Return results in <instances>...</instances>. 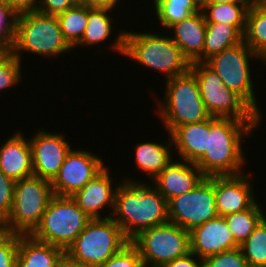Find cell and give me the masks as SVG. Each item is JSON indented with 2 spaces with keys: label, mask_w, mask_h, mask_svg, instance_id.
I'll return each instance as SVG.
<instances>
[{
  "label": "cell",
  "mask_w": 266,
  "mask_h": 267,
  "mask_svg": "<svg viewBox=\"0 0 266 267\" xmlns=\"http://www.w3.org/2000/svg\"><path fill=\"white\" fill-rule=\"evenodd\" d=\"M91 219L71 196L54 195L30 235L66 251Z\"/></svg>",
  "instance_id": "8"
},
{
  "label": "cell",
  "mask_w": 266,
  "mask_h": 267,
  "mask_svg": "<svg viewBox=\"0 0 266 267\" xmlns=\"http://www.w3.org/2000/svg\"><path fill=\"white\" fill-rule=\"evenodd\" d=\"M21 130L0 143V170L15 182L34 176L31 145Z\"/></svg>",
  "instance_id": "20"
},
{
  "label": "cell",
  "mask_w": 266,
  "mask_h": 267,
  "mask_svg": "<svg viewBox=\"0 0 266 267\" xmlns=\"http://www.w3.org/2000/svg\"><path fill=\"white\" fill-rule=\"evenodd\" d=\"M110 170L107 164L100 173L71 196L77 205L92 219L109 218L113 214L115 192L123 179L120 176L121 179L118 181V178L114 176L115 173H111ZM108 211H110L109 214Z\"/></svg>",
  "instance_id": "15"
},
{
  "label": "cell",
  "mask_w": 266,
  "mask_h": 267,
  "mask_svg": "<svg viewBox=\"0 0 266 267\" xmlns=\"http://www.w3.org/2000/svg\"><path fill=\"white\" fill-rule=\"evenodd\" d=\"M150 10L153 18L158 21L157 24L166 31L174 23H178L187 19L192 14L200 11L192 0H153ZM155 13V14H154Z\"/></svg>",
  "instance_id": "26"
},
{
  "label": "cell",
  "mask_w": 266,
  "mask_h": 267,
  "mask_svg": "<svg viewBox=\"0 0 266 267\" xmlns=\"http://www.w3.org/2000/svg\"><path fill=\"white\" fill-rule=\"evenodd\" d=\"M19 234L6 230L0 236V267H17Z\"/></svg>",
  "instance_id": "36"
},
{
  "label": "cell",
  "mask_w": 266,
  "mask_h": 267,
  "mask_svg": "<svg viewBox=\"0 0 266 267\" xmlns=\"http://www.w3.org/2000/svg\"><path fill=\"white\" fill-rule=\"evenodd\" d=\"M254 60H256L255 63L260 62L259 55L243 41L213 55L205 63L219 75L222 83L229 90L241 96L263 118V109H260V102H258L260 100L255 93L257 92L256 82L253 81Z\"/></svg>",
  "instance_id": "7"
},
{
  "label": "cell",
  "mask_w": 266,
  "mask_h": 267,
  "mask_svg": "<svg viewBox=\"0 0 266 267\" xmlns=\"http://www.w3.org/2000/svg\"><path fill=\"white\" fill-rule=\"evenodd\" d=\"M73 49L65 41L57 16L29 12L18 15L11 52L22 62L26 53L55 60ZM68 52V53H67ZM63 54V55H62ZM43 57V58H42ZM53 58V59H52Z\"/></svg>",
  "instance_id": "5"
},
{
  "label": "cell",
  "mask_w": 266,
  "mask_h": 267,
  "mask_svg": "<svg viewBox=\"0 0 266 267\" xmlns=\"http://www.w3.org/2000/svg\"><path fill=\"white\" fill-rule=\"evenodd\" d=\"M3 2L17 15L35 12L38 4V0H4Z\"/></svg>",
  "instance_id": "39"
},
{
  "label": "cell",
  "mask_w": 266,
  "mask_h": 267,
  "mask_svg": "<svg viewBox=\"0 0 266 267\" xmlns=\"http://www.w3.org/2000/svg\"><path fill=\"white\" fill-rule=\"evenodd\" d=\"M65 41L73 49L81 40L88 19V4H77L57 15Z\"/></svg>",
  "instance_id": "30"
},
{
  "label": "cell",
  "mask_w": 266,
  "mask_h": 267,
  "mask_svg": "<svg viewBox=\"0 0 266 267\" xmlns=\"http://www.w3.org/2000/svg\"><path fill=\"white\" fill-rule=\"evenodd\" d=\"M264 6H266V0H259Z\"/></svg>",
  "instance_id": "49"
},
{
  "label": "cell",
  "mask_w": 266,
  "mask_h": 267,
  "mask_svg": "<svg viewBox=\"0 0 266 267\" xmlns=\"http://www.w3.org/2000/svg\"><path fill=\"white\" fill-rule=\"evenodd\" d=\"M90 149L72 148L56 177L51 182L54 195L73 196L107 165L102 154Z\"/></svg>",
  "instance_id": "13"
},
{
  "label": "cell",
  "mask_w": 266,
  "mask_h": 267,
  "mask_svg": "<svg viewBox=\"0 0 266 267\" xmlns=\"http://www.w3.org/2000/svg\"><path fill=\"white\" fill-rule=\"evenodd\" d=\"M125 32L123 58L135 61L138 66L154 70L165 77L164 81L186 74L190 70V61L182 54L179 46L166 31ZM157 31H159L157 33ZM164 32V33H163ZM125 56V57H124Z\"/></svg>",
  "instance_id": "3"
},
{
  "label": "cell",
  "mask_w": 266,
  "mask_h": 267,
  "mask_svg": "<svg viewBox=\"0 0 266 267\" xmlns=\"http://www.w3.org/2000/svg\"><path fill=\"white\" fill-rule=\"evenodd\" d=\"M166 31L190 63L203 62L206 19L202 10L174 23Z\"/></svg>",
  "instance_id": "21"
},
{
  "label": "cell",
  "mask_w": 266,
  "mask_h": 267,
  "mask_svg": "<svg viewBox=\"0 0 266 267\" xmlns=\"http://www.w3.org/2000/svg\"><path fill=\"white\" fill-rule=\"evenodd\" d=\"M39 128L34 134L31 133V137H28L32 149L33 173L36 177L52 182L67 154L74 147L63 131L62 133L49 132L42 127Z\"/></svg>",
  "instance_id": "14"
},
{
  "label": "cell",
  "mask_w": 266,
  "mask_h": 267,
  "mask_svg": "<svg viewBox=\"0 0 266 267\" xmlns=\"http://www.w3.org/2000/svg\"><path fill=\"white\" fill-rule=\"evenodd\" d=\"M203 267H249V265L239 247L203 259Z\"/></svg>",
  "instance_id": "34"
},
{
  "label": "cell",
  "mask_w": 266,
  "mask_h": 267,
  "mask_svg": "<svg viewBox=\"0 0 266 267\" xmlns=\"http://www.w3.org/2000/svg\"><path fill=\"white\" fill-rule=\"evenodd\" d=\"M116 10L118 11V9L111 7L91 6L88 4L87 25L80 42L73 48V51L75 48L81 50V48L89 49L93 47V49H96V46L100 49L102 43L106 44L108 40L110 41L108 48L111 49L113 53L122 56L124 53L126 29H117L119 31L118 35L116 34L117 32H114L115 27L117 28L115 25L117 21H115V18L112 16L115 15L113 11ZM114 33L117 36H114Z\"/></svg>",
  "instance_id": "17"
},
{
  "label": "cell",
  "mask_w": 266,
  "mask_h": 267,
  "mask_svg": "<svg viewBox=\"0 0 266 267\" xmlns=\"http://www.w3.org/2000/svg\"><path fill=\"white\" fill-rule=\"evenodd\" d=\"M254 0H208V3L213 4H227V3H237V2H253Z\"/></svg>",
  "instance_id": "43"
},
{
  "label": "cell",
  "mask_w": 266,
  "mask_h": 267,
  "mask_svg": "<svg viewBox=\"0 0 266 267\" xmlns=\"http://www.w3.org/2000/svg\"><path fill=\"white\" fill-rule=\"evenodd\" d=\"M6 231L5 223L0 219V236Z\"/></svg>",
  "instance_id": "46"
},
{
  "label": "cell",
  "mask_w": 266,
  "mask_h": 267,
  "mask_svg": "<svg viewBox=\"0 0 266 267\" xmlns=\"http://www.w3.org/2000/svg\"><path fill=\"white\" fill-rule=\"evenodd\" d=\"M259 55V59L261 64L259 63V65H263L264 67L266 66V47L258 54Z\"/></svg>",
  "instance_id": "44"
},
{
  "label": "cell",
  "mask_w": 266,
  "mask_h": 267,
  "mask_svg": "<svg viewBox=\"0 0 266 267\" xmlns=\"http://www.w3.org/2000/svg\"><path fill=\"white\" fill-rule=\"evenodd\" d=\"M244 42L259 54L266 47V6L254 0L247 13Z\"/></svg>",
  "instance_id": "28"
},
{
  "label": "cell",
  "mask_w": 266,
  "mask_h": 267,
  "mask_svg": "<svg viewBox=\"0 0 266 267\" xmlns=\"http://www.w3.org/2000/svg\"><path fill=\"white\" fill-rule=\"evenodd\" d=\"M167 137V141L164 140L163 143L157 139V142L142 140L134 146L135 170L138 168L142 176L146 174L145 178H149L150 182L174 159L173 142L169 133Z\"/></svg>",
  "instance_id": "23"
},
{
  "label": "cell",
  "mask_w": 266,
  "mask_h": 267,
  "mask_svg": "<svg viewBox=\"0 0 266 267\" xmlns=\"http://www.w3.org/2000/svg\"><path fill=\"white\" fill-rule=\"evenodd\" d=\"M15 181L0 170V219L6 220L12 210Z\"/></svg>",
  "instance_id": "37"
},
{
  "label": "cell",
  "mask_w": 266,
  "mask_h": 267,
  "mask_svg": "<svg viewBox=\"0 0 266 267\" xmlns=\"http://www.w3.org/2000/svg\"><path fill=\"white\" fill-rule=\"evenodd\" d=\"M251 3H207L201 10L204 13L206 23H227L234 25L244 35L247 13Z\"/></svg>",
  "instance_id": "27"
},
{
  "label": "cell",
  "mask_w": 266,
  "mask_h": 267,
  "mask_svg": "<svg viewBox=\"0 0 266 267\" xmlns=\"http://www.w3.org/2000/svg\"><path fill=\"white\" fill-rule=\"evenodd\" d=\"M259 202L260 201H256L247 210L224 216L235 241L239 245L249 237L258 223L266 216V210L262 208L263 204Z\"/></svg>",
  "instance_id": "29"
},
{
  "label": "cell",
  "mask_w": 266,
  "mask_h": 267,
  "mask_svg": "<svg viewBox=\"0 0 266 267\" xmlns=\"http://www.w3.org/2000/svg\"><path fill=\"white\" fill-rule=\"evenodd\" d=\"M120 0H89V5L91 6H100V7H111L119 10L118 4H120Z\"/></svg>",
  "instance_id": "41"
},
{
  "label": "cell",
  "mask_w": 266,
  "mask_h": 267,
  "mask_svg": "<svg viewBox=\"0 0 266 267\" xmlns=\"http://www.w3.org/2000/svg\"><path fill=\"white\" fill-rule=\"evenodd\" d=\"M243 41L244 35L234 25L227 23H206L203 62L213 55L236 46Z\"/></svg>",
  "instance_id": "25"
},
{
  "label": "cell",
  "mask_w": 266,
  "mask_h": 267,
  "mask_svg": "<svg viewBox=\"0 0 266 267\" xmlns=\"http://www.w3.org/2000/svg\"><path fill=\"white\" fill-rule=\"evenodd\" d=\"M98 267H145L137 248L129 242Z\"/></svg>",
  "instance_id": "35"
},
{
  "label": "cell",
  "mask_w": 266,
  "mask_h": 267,
  "mask_svg": "<svg viewBox=\"0 0 266 267\" xmlns=\"http://www.w3.org/2000/svg\"><path fill=\"white\" fill-rule=\"evenodd\" d=\"M204 178L196 164L174 158L151 182L168 202L191 191Z\"/></svg>",
  "instance_id": "19"
},
{
  "label": "cell",
  "mask_w": 266,
  "mask_h": 267,
  "mask_svg": "<svg viewBox=\"0 0 266 267\" xmlns=\"http://www.w3.org/2000/svg\"><path fill=\"white\" fill-rule=\"evenodd\" d=\"M77 4H89V0H74Z\"/></svg>",
  "instance_id": "48"
},
{
  "label": "cell",
  "mask_w": 266,
  "mask_h": 267,
  "mask_svg": "<svg viewBox=\"0 0 266 267\" xmlns=\"http://www.w3.org/2000/svg\"><path fill=\"white\" fill-rule=\"evenodd\" d=\"M190 71L196 77L203 103L211 117L262 121L263 118L241 96L229 90L205 62H192Z\"/></svg>",
  "instance_id": "9"
},
{
  "label": "cell",
  "mask_w": 266,
  "mask_h": 267,
  "mask_svg": "<svg viewBox=\"0 0 266 267\" xmlns=\"http://www.w3.org/2000/svg\"><path fill=\"white\" fill-rule=\"evenodd\" d=\"M208 134L209 119L177 127L170 134L174 158L196 164L207 151Z\"/></svg>",
  "instance_id": "22"
},
{
  "label": "cell",
  "mask_w": 266,
  "mask_h": 267,
  "mask_svg": "<svg viewBox=\"0 0 266 267\" xmlns=\"http://www.w3.org/2000/svg\"><path fill=\"white\" fill-rule=\"evenodd\" d=\"M8 53L5 48H0V60Z\"/></svg>",
  "instance_id": "47"
},
{
  "label": "cell",
  "mask_w": 266,
  "mask_h": 267,
  "mask_svg": "<svg viewBox=\"0 0 266 267\" xmlns=\"http://www.w3.org/2000/svg\"><path fill=\"white\" fill-rule=\"evenodd\" d=\"M162 267H203V259L189 252L187 255L174 259Z\"/></svg>",
  "instance_id": "40"
},
{
  "label": "cell",
  "mask_w": 266,
  "mask_h": 267,
  "mask_svg": "<svg viewBox=\"0 0 266 267\" xmlns=\"http://www.w3.org/2000/svg\"><path fill=\"white\" fill-rule=\"evenodd\" d=\"M169 222L190 232L218 215L215 204L214 176L205 177L191 191L167 202Z\"/></svg>",
  "instance_id": "12"
},
{
  "label": "cell",
  "mask_w": 266,
  "mask_h": 267,
  "mask_svg": "<svg viewBox=\"0 0 266 267\" xmlns=\"http://www.w3.org/2000/svg\"><path fill=\"white\" fill-rule=\"evenodd\" d=\"M22 66V62L11 51L0 60V93L8 91L24 81L23 78L26 75L22 73L24 68Z\"/></svg>",
  "instance_id": "32"
},
{
  "label": "cell",
  "mask_w": 266,
  "mask_h": 267,
  "mask_svg": "<svg viewBox=\"0 0 266 267\" xmlns=\"http://www.w3.org/2000/svg\"><path fill=\"white\" fill-rule=\"evenodd\" d=\"M123 176L115 192L111 218L131 241L142 231L169 222L167 200L151 182Z\"/></svg>",
  "instance_id": "2"
},
{
  "label": "cell",
  "mask_w": 266,
  "mask_h": 267,
  "mask_svg": "<svg viewBox=\"0 0 266 267\" xmlns=\"http://www.w3.org/2000/svg\"><path fill=\"white\" fill-rule=\"evenodd\" d=\"M18 15L0 0V48L11 51L16 36Z\"/></svg>",
  "instance_id": "33"
},
{
  "label": "cell",
  "mask_w": 266,
  "mask_h": 267,
  "mask_svg": "<svg viewBox=\"0 0 266 267\" xmlns=\"http://www.w3.org/2000/svg\"><path fill=\"white\" fill-rule=\"evenodd\" d=\"M262 121H239L233 118H209L207 151L196 163L205 177L235 176L245 173L248 159L242 145L253 136ZM247 137V138H246ZM247 162V163H246ZM246 164V165H245ZM245 166V167H244Z\"/></svg>",
  "instance_id": "1"
},
{
  "label": "cell",
  "mask_w": 266,
  "mask_h": 267,
  "mask_svg": "<svg viewBox=\"0 0 266 267\" xmlns=\"http://www.w3.org/2000/svg\"><path fill=\"white\" fill-rule=\"evenodd\" d=\"M130 241L111 218L91 219L65 251L73 262L98 267L119 252Z\"/></svg>",
  "instance_id": "6"
},
{
  "label": "cell",
  "mask_w": 266,
  "mask_h": 267,
  "mask_svg": "<svg viewBox=\"0 0 266 267\" xmlns=\"http://www.w3.org/2000/svg\"><path fill=\"white\" fill-rule=\"evenodd\" d=\"M58 267H88L86 265L83 264H79L76 262L71 261L70 259H68L66 256L61 260L60 264Z\"/></svg>",
  "instance_id": "42"
},
{
  "label": "cell",
  "mask_w": 266,
  "mask_h": 267,
  "mask_svg": "<svg viewBox=\"0 0 266 267\" xmlns=\"http://www.w3.org/2000/svg\"><path fill=\"white\" fill-rule=\"evenodd\" d=\"M54 197L51 181L31 176L15 182L12 210L4 221L6 230L30 235Z\"/></svg>",
  "instance_id": "10"
},
{
  "label": "cell",
  "mask_w": 266,
  "mask_h": 267,
  "mask_svg": "<svg viewBox=\"0 0 266 267\" xmlns=\"http://www.w3.org/2000/svg\"><path fill=\"white\" fill-rule=\"evenodd\" d=\"M130 242L145 267H162L190 252L189 232L171 222L146 229Z\"/></svg>",
  "instance_id": "11"
},
{
  "label": "cell",
  "mask_w": 266,
  "mask_h": 267,
  "mask_svg": "<svg viewBox=\"0 0 266 267\" xmlns=\"http://www.w3.org/2000/svg\"><path fill=\"white\" fill-rule=\"evenodd\" d=\"M64 257L63 249L19 234L17 267H58Z\"/></svg>",
  "instance_id": "24"
},
{
  "label": "cell",
  "mask_w": 266,
  "mask_h": 267,
  "mask_svg": "<svg viewBox=\"0 0 266 267\" xmlns=\"http://www.w3.org/2000/svg\"><path fill=\"white\" fill-rule=\"evenodd\" d=\"M74 0H38L36 11L45 15L57 16L74 7Z\"/></svg>",
  "instance_id": "38"
},
{
  "label": "cell",
  "mask_w": 266,
  "mask_h": 267,
  "mask_svg": "<svg viewBox=\"0 0 266 267\" xmlns=\"http://www.w3.org/2000/svg\"><path fill=\"white\" fill-rule=\"evenodd\" d=\"M249 267H266V216L240 245Z\"/></svg>",
  "instance_id": "31"
},
{
  "label": "cell",
  "mask_w": 266,
  "mask_h": 267,
  "mask_svg": "<svg viewBox=\"0 0 266 267\" xmlns=\"http://www.w3.org/2000/svg\"><path fill=\"white\" fill-rule=\"evenodd\" d=\"M164 93L155 100L162 127L171 134L177 127L199 123L211 118L207 111L195 75L189 70L163 83ZM157 101V102H156Z\"/></svg>",
  "instance_id": "4"
},
{
  "label": "cell",
  "mask_w": 266,
  "mask_h": 267,
  "mask_svg": "<svg viewBox=\"0 0 266 267\" xmlns=\"http://www.w3.org/2000/svg\"><path fill=\"white\" fill-rule=\"evenodd\" d=\"M190 252L205 259L239 248L223 216H217L189 232Z\"/></svg>",
  "instance_id": "18"
},
{
  "label": "cell",
  "mask_w": 266,
  "mask_h": 267,
  "mask_svg": "<svg viewBox=\"0 0 266 267\" xmlns=\"http://www.w3.org/2000/svg\"><path fill=\"white\" fill-rule=\"evenodd\" d=\"M251 173L252 171L235 176H214L215 204L219 216L247 210L258 200L252 184L255 176Z\"/></svg>",
  "instance_id": "16"
},
{
  "label": "cell",
  "mask_w": 266,
  "mask_h": 267,
  "mask_svg": "<svg viewBox=\"0 0 266 267\" xmlns=\"http://www.w3.org/2000/svg\"><path fill=\"white\" fill-rule=\"evenodd\" d=\"M196 6L201 10L207 3L208 0H192Z\"/></svg>",
  "instance_id": "45"
}]
</instances>
